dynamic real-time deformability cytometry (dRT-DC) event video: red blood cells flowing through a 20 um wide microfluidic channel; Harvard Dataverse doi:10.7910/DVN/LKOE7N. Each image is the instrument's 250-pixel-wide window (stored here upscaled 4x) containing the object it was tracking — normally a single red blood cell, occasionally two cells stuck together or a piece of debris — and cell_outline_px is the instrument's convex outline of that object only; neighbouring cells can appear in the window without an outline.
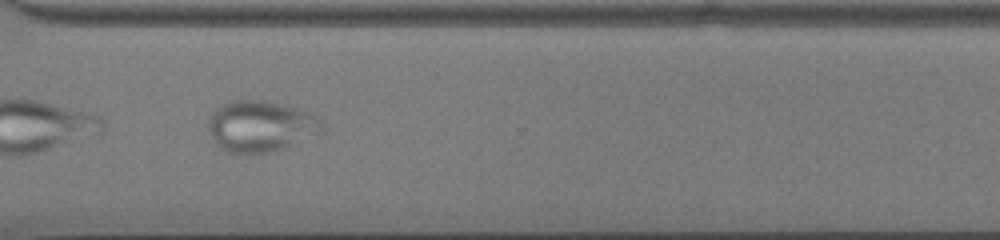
{"species": "common noctule bat (a hibernating species)", "species_latin": "Nyctalus noctula", "temperature_condition": "cold", "stored_images_in_passage": 43, "camera_frame_rate_fps": 3000, "um_per_image_px": 0.085, "animal": {"sex": "male", "body_mass_g": 13.0, "forearm_length_mm": 53.1}, "frame": {"image": 1, "passage_image": 31, "time_ms": 10.0, "image_size_px": [1000, 240], "cell_outline_px": [[324, 132], [284, 148], [272, 152], [228, 152], [216, 144], [208, 132], [208, 120], [212, 112], [216, 108], [232, 100], [264, 100], [296, 108], [320, 116], [324, 120]], "centroid_in_image_um": [22.2, 10.72], "position_along_channel_um": 348.4, "area_um2": 34.04}}